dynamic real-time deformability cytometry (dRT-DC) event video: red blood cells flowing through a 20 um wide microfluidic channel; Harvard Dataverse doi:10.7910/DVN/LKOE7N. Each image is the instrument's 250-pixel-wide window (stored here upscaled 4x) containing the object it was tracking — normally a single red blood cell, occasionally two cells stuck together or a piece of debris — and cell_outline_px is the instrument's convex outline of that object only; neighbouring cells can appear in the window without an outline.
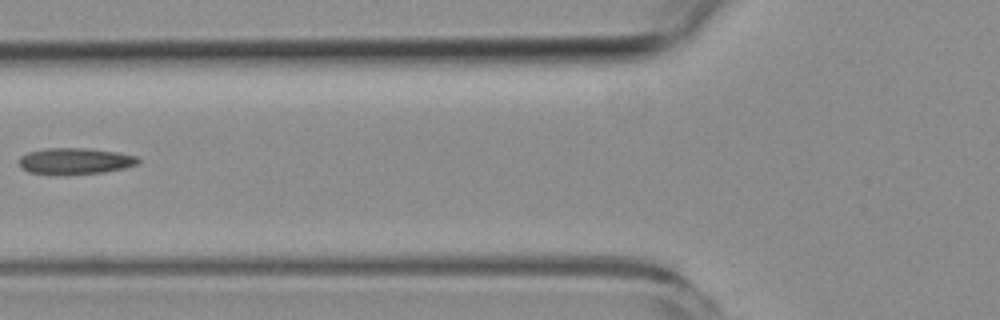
{"species": "common noctule bat (a hibernating species)", "species_latin": "Nyctalus noctula", "temperature_condition": "room temperature", "stored_images_in_passage": 3, "camera_frame_rate_fps": 3000, "um_per_image_px": 0.085, "animal": {"sex": "female", "body_mass_g": 19.3, "forearm_length_mm": 54.1}, "frame": {"image": 1, "passage_image": 3, "time_ms": 3.0, "image_size_px": [1000, 320], "cell_outline_px": [[140, 164], [124, 168], [104, 172], [28, 172], [20, 168], [20, 156], [28, 152], [48, 148], [84, 148], [116, 152], [136, 156], [140, 160]], "centroid_in_image_um": [6.42, 13.65], "position_along_channel_um": 119.4, "area_um2": 17.46}}